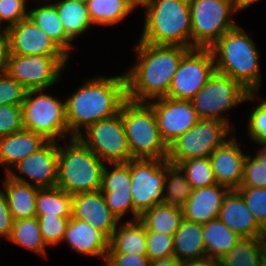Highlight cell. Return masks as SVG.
<instances>
[{"label":"cell","instance_id":"cell-11","mask_svg":"<svg viewBox=\"0 0 266 266\" xmlns=\"http://www.w3.org/2000/svg\"><path fill=\"white\" fill-rule=\"evenodd\" d=\"M70 59L69 56L10 54L7 74L27 91H49L63 80Z\"/></svg>","mask_w":266,"mask_h":266},{"label":"cell","instance_id":"cell-38","mask_svg":"<svg viewBox=\"0 0 266 266\" xmlns=\"http://www.w3.org/2000/svg\"><path fill=\"white\" fill-rule=\"evenodd\" d=\"M189 181L192 189H199L217 184L210 157L192 158L177 164Z\"/></svg>","mask_w":266,"mask_h":266},{"label":"cell","instance_id":"cell-25","mask_svg":"<svg viewBox=\"0 0 266 266\" xmlns=\"http://www.w3.org/2000/svg\"><path fill=\"white\" fill-rule=\"evenodd\" d=\"M28 17L71 58L74 41L66 34L54 4L29 5Z\"/></svg>","mask_w":266,"mask_h":266},{"label":"cell","instance_id":"cell-1","mask_svg":"<svg viewBox=\"0 0 266 266\" xmlns=\"http://www.w3.org/2000/svg\"><path fill=\"white\" fill-rule=\"evenodd\" d=\"M135 59L124 72L127 99L149 102L166 97L183 55L190 49L176 45H156L136 41Z\"/></svg>","mask_w":266,"mask_h":266},{"label":"cell","instance_id":"cell-30","mask_svg":"<svg viewBox=\"0 0 266 266\" xmlns=\"http://www.w3.org/2000/svg\"><path fill=\"white\" fill-rule=\"evenodd\" d=\"M86 5L94 26L112 29L136 12L125 0H90Z\"/></svg>","mask_w":266,"mask_h":266},{"label":"cell","instance_id":"cell-23","mask_svg":"<svg viewBox=\"0 0 266 266\" xmlns=\"http://www.w3.org/2000/svg\"><path fill=\"white\" fill-rule=\"evenodd\" d=\"M47 142L43 136L25 129L0 137V167L4 169V174Z\"/></svg>","mask_w":266,"mask_h":266},{"label":"cell","instance_id":"cell-44","mask_svg":"<svg viewBox=\"0 0 266 266\" xmlns=\"http://www.w3.org/2000/svg\"><path fill=\"white\" fill-rule=\"evenodd\" d=\"M28 2L29 0H0L1 23L6 28H9L27 18L29 12Z\"/></svg>","mask_w":266,"mask_h":266},{"label":"cell","instance_id":"cell-39","mask_svg":"<svg viewBox=\"0 0 266 266\" xmlns=\"http://www.w3.org/2000/svg\"><path fill=\"white\" fill-rule=\"evenodd\" d=\"M130 184V161L105 164L102 172L101 192H131Z\"/></svg>","mask_w":266,"mask_h":266},{"label":"cell","instance_id":"cell-34","mask_svg":"<svg viewBox=\"0 0 266 266\" xmlns=\"http://www.w3.org/2000/svg\"><path fill=\"white\" fill-rule=\"evenodd\" d=\"M192 190L183 171L177 165L171 164L166 169L162 203L182 209Z\"/></svg>","mask_w":266,"mask_h":266},{"label":"cell","instance_id":"cell-51","mask_svg":"<svg viewBox=\"0 0 266 266\" xmlns=\"http://www.w3.org/2000/svg\"><path fill=\"white\" fill-rule=\"evenodd\" d=\"M150 266H180V261L173 256L154 260L150 262Z\"/></svg>","mask_w":266,"mask_h":266},{"label":"cell","instance_id":"cell-47","mask_svg":"<svg viewBox=\"0 0 266 266\" xmlns=\"http://www.w3.org/2000/svg\"><path fill=\"white\" fill-rule=\"evenodd\" d=\"M102 266H150V260L147 256L107 253Z\"/></svg>","mask_w":266,"mask_h":266},{"label":"cell","instance_id":"cell-27","mask_svg":"<svg viewBox=\"0 0 266 266\" xmlns=\"http://www.w3.org/2000/svg\"><path fill=\"white\" fill-rule=\"evenodd\" d=\"M173 237L174 257L178 261L207 257L203 239V224L183 219Z\"/></svg>","mask_w":266,"mask_h":266},{"label":"cell","instance_id":"cell-15","mask_svg":"<svg viewBox=\"0 0 266 266\" xmlns=\"http://www.w3.org/2000/svg\"><path fill=\"white\" fill-rule=\"evenodd\" d=\"M59 142L48 141L38 151L20 160L7 175L39 188L57 185Z\"/></svg>","mask_w":266,"mask_h":266},{"label":"cell","instance_id":"cell-56","mask_svg":"<svg viewBox=\"0 0 266 266\" xmlns=\"http://www.w3.org/2000/svg\"><path fill=\"white\" fill-rule=\"evenodd\" d=\"M261 239H262V243L266 246V227H264L262 230Z\"/></svg>","mask_w":266,"mask_h":266},{"label":"cell","instance_id":"cell-46","mask_svg":"<svg viewBox=\"0 0 266 266\" xmlns=\"http://www.w3.org/2000/svg\"><path fill=\"white\" fill-rule=\"evenodd\" d=\"M21 106H0V137L23 130Z\"/></svg>","mask_w":266,"mask_h":266},{"label":"cell","instance_id":"cell-24","mask_svg":"<svg viewBox=\"0 0 266 266\" xmlns=\"http://www.w3.org/2000/svg\"><path fill=\"white\" fill-rule=\"evenodd\" d=\"M3 175L0 185L6 194L13 220L36 217V197L39 187L16 181L7 174Z\"/></svg>","mask_w":266,"mask_h":266},{"label":"cell","instance_id":"cell-58","mask_svg":"<svg viewBox=\"0 0 266 266\" xmlns=\"http://www.w3.org/2000/svg\"><path fill=\"white\" fill-rule=\"evenodd\" d=\"M215 266H224L219 261L216 262Z\"/></svg>","mask_w":266,"mask_h":266},{"label":"cell","instance_id":"cell-29","mask_svg":"<svg viewBox=\"0 0 266 266\" xmlns=\"http://www.w3.org/2000/svg\"><path fill=\"white\" fill-rule=\"evenodd\" d=\"M203 239L207 257L219 261L231 251L241 237L216 218L203 224Z\"/></svg>","mask_w":266,"mask_h":266},{"label":"cell","instance_id":"cell-2","mask_svg":"<svg viewBox=\"0 0 266 266\" xmlns=\"http://www.w3.org/2000/svg\"><path fill=\"white\" fill-rule=\"evenodd\" d=\"M86 79L64 98L68 138L77 137L89 125L119 113L127 100L124 72L111 76L94 74Z\"/></svg>","mask_w":266,"mask_h":266},{"label":"cell","instance_id":"cell-9","mask_svg":"<svg viewBox=\"0 0 266 266\" xmlns=\"http://www.w3.org/2000/svg\"><path fill=\"white\" fill-rule=\"evenodd\" d=\"M249 93L237 81L215 71L191 102L199 119L217 118L238 133L237 125L232 123L227 112L231 113L239 104H247L245 100Z\"/></svg>","mask_w":266,"mask_h":266},{"label":"cell","instance_id":"cell-42","mask_svg":"<svg viewBox=\"0 0 266 266\" xmlns=\"http://www.w3.org/2000/svg\"><path fill=\"white\" fill-rule=\"evenodd\" d=\"M147 257L150 262L174 256V237L146 229Z\"/></svg>","mask_w":266,"mask_h":266},{"label":"cell","instance_id":"cell-59","mask_svg":"<svg viewBox=\"0 0 266 266\" xmlns=\"http://www.w3.org/2000/svg\"><path fill=\"white\" fill-rule=\"evenodd\" d=\"M78 1H80V2H84V3H87V2H89L90 0H78Z\"/></svg>","mask_w":266,"mask_h":266},{"label":"cell","instance_id":"cell-6","mask_svg":"<svg viewBox=\"0 0 266 266\" xmlns=\"http://www.w3.org/2000/svg\"><path fill=\"white\" fill-rule=\"evenodd\" d=\"M120 113L134 159H167L168 146L161 137L156 116L147 102L127 99Z\"/></svg>","mask_w":266,"mask_h":266},{"label":"cell","instance_id":"cell-14","mask_svg":"<svg viewBox=\"0 0 266 266\" xmlns=\"http://www.w3.org/2000/svg\"><path fill=\"white\" fill-rule=\"evenodd\" d=\"M215 72L210 48H192L182 57L166 97L192 100Z\"/></svg>","mask_w":266,"mask_h":266},{"label":"cell","instance_id":"cell-41","mask_svg":"<svg viewBox=\"0 0 266 266\" xmlns=\"http://www.w3.org/2000/svg\"><path fill=\"white\" fill-rule=\"evenodd\" d=\"M237 191L242 195L257 223L262 228L266 227V188L239 187Z\"/></svg>","mask_w":266,"mask_h":266},{"label":"cell","instance_id":"cell-5","mask_svg":"<svg viewBox=\"0 0 266 266\" xmlns=\"http://www.w3.org/2000/svg\"><path fill=\"white\" fill-rule=\"evenodd\" d=\"M104 166L78 137L65 139L59 142L56 186L71 195L99 191Z\"/></svg>","mask_w":266,"mask_h":266},{"label":"cell","instance_id":"cell-37","mask_svg":"<svg viewBox=\"0 0 266 266\" xmlns=\"http://www.w3.org/2000/svg\"><path fill=\"white\" fill-rule=\"evenodd\" d=\"M256 147L254 153L247 152L240 187L266 188V147L257 144Z\"/></svg>","mask_w":266,"mask_h":266},{"label":"cell","instance_id":"cell-12","mask_svg":"<svg viewBox=\"0 0 266 266\" xmlns=\"http://www.w3.org/2000/svg\"><path fill=\"white\" fill-rule=\"evenodd\" d=\"M167 159H131L130 191L134 204V220L156 204H162Z\"/></svg>","mask_w":266,"mask_h":266},{"label":"cell","instance_id":"cell-53","mask_svg":"<svg viewBox=\"0 0 266 266\" xmlns=\"http://www.w3.org/2000/svg\"><path fill=\"white\" fill-rule=\"evenodd\" d=\"M134 10H139L144 8V6L146 5V3L149 1V0H125ZM142 7V8H140ZM140 8V9H139Z\"/></svg>","mask_w":266,"mask_h":266},{"label":"cell","instance_id":"cell-16","mask_svg":"<svg viewBox=\"0 0 266 266\" xmlns=\"http://www.w3.org/2000/svg\"><path fill=\"white\" fill-rule=\"evenodd\" d=\"M147 103L154 111L159 132L167 146L199 121L191 100L162 97Z\"/></svg>","mask_w":266,"mask_h":266},{"label":"cell","instance_id":"cell-52","mask_svg":"<svg viewBox=\"0 0 266 266\" xmlns=\"http://www.w3.org/2000/svg\"><path fill=\"white\" fill-rule=\"evenodd\" d=\"M236 9L242 13V11L248 10L253 4L259 3L262 0H232Z\"/></svg>","mask_w":266,"mask_h":266},{"label":"cell","instance_id":"cell-3","mask_svg":"<svg viewBox=\"0 0 266 266\" xmlns=\"http://www.w3.org/2000/svg\"><path fill=\"white\" fill-rule=\"evenodd\" d=\"M238 24L226 32L211 48L215 71L229 76L250 93H260L262 70L258 45Z\"/></svg>","mask_w":266,"mask_h":266},{"label":"cell","instance_id":"cell-28","mask_svg":"<svg viewBox=\"0 0 266 266\" xmlns=\"http://www.w3.org/2000/svg\"><path fill=\"white\" fill-rule=\"evenodd\" d=\"M66 34L75 42L89 32L92 24L87 5L78 0H59L54 4Z\"/></svg>","mask_w":266,"mask_h":266},{"label":"cell","instance_id":"cell-19","mask_svg":"<svg viewBox=\"0 0 266 266\" xmlns=\"http://www.w3.org/2000/svg\"><path fill=\"white\" fill-rule=\"evenodd\" d=\"M72 218L81 219L91 224L108 239L120 222L108 208L100 190L73 195Z\"/></svg>","mask_w":266,"mask_h":266},{"label":"cell","instance_id":"cell-49","mask_svg":"<svg viewBox=\"0 0 266 266\" xmlns=\"http://www.w3.org/2000/svg\"><path fill=\"white\" fill-rule=\"evenodd\" d=\"M10 56L9 40L5 34L0 35V76L7 74Z\"/></svg>","mask_w":266,"mask_h":266},{"label":"cell","instance_id":"cell-13","mask_svg":"<svg viewBox=\"0 0 266 266\" xmlns=\"http://www.w3.org/2000/svg\"><path fill=\"white\" fill-rule=\"evenodd\" d=\"M77 137L105 164L127 163L134 159L120 112L89 125Z\"/></svg>","mask_w":266,"mask_h":266},{"label":"cell","instance_id":"cell-33","mask_svg":"<svg viewBox=\"0 0 266 266\" xmlns=\"http://www.w3.org/2000/svg\"><path fill=\"white\" fill-rule=\"evenodd\" d=\"M73 195L59 187L39 188L36 215L72 217Z\"/></svg>","mask_w":266,"mask_h":266},{"label":"cell","instance_id":"cell-54","mask_svg":"<svg viewBox=\"0 0 266 266\" xmlns=\"http://www.w3.org/2000/svg\"><path fill=\"white\" fill-rule=\"evenodd\" d=\"M259 263L260 266H266V246L262 242L259 251Z\"/></svg>","mask_w":266,"mask_h":266},{"label":"cell","instance_id":"cell-31","mask_svg":"<svg viewBox=\"0 0 266 266\" xmlns=\"http://www.w3.org/2000/svg\"><path fill=\"white\" fill-rule=\"evenodd\" d=\"M183 219L184 216L181 208L162 203L156 204L144 212L138 220L144 225L145 229L174 236Z\"/></svg>","mask_w":266,"mask_h":266},{"label":"cell","instance_id":"cell-55","mask_svg":"<svg viewBox=\"0 0 266 266\" xmlns=\"http://www.w3.org/2000/svg\"><path fill=\"white\" fill-rule=\"evenodd\" d=\"M32 0L29 1V3L31 2ZM35 2V4H55L57 3L59 0H33Z\"/></svg>","mask_w":266,"mask_h":266},{"label":"cell","instance_id":"cell-17","mask_svg":"<svg viewBox=\"0 0 266 266\" xmlns=\"http://www.w3.org/2000/svg\"><path fill=\"white\" fill-rule=\"evenodd\" d=\"M10 54L68 56L40 27L29 17L7 28Z\"/></svg>","mask_w":266,"mask_h":266},{"label":"cell","instance_id":"cell-20","mask_svg":"<svg viewBox=\"0 0 266 266\" xmlns=\"http://www.w3.org/2000/svg\"><path fill=\"white\" fill-rule=\"evenodd\" d=\"M62 244L67 243L70 251L80 256L97 257L105 262L109 249V239L91 224L76 218H70Z\"/></svg>","mask_w":266,"mask_h":266},{"label":"cell","instance_id":"cell-48","mask_svg":"<svg viewBox=\"0 0 266 266\" xmlns=\"http://www.w3.org/2000/svg\"><path fill=\"white\" fill-rule=\"evenodd\" d=\"M13 217L10 213L6 194L0 186V240H8L12 233Z\"/></svg>","mask_w":266,"mask_h":266},{"label":"cell","instance_id":"cell-50","mask_svg":"<svg viewBox=\"0 0 266 266\" xmlns=\"http://www.w3.org/2000/svg\"><path fill=\"white\" fill-rule=\"evenodd\" d=\"M216 260L209 257L180 262V266H215Z\"/></svg>","mask_w":266,"mask_h":266},{"label":"cell","instance_id":"cell-45","mask_svg":"<svg viewBox=\"0 0 266 266\" xmlns=\"http://www.w3.org/2000/svg\"><path fill=\"white\" fill-rule=\"evenodd\" d=\"M26 89L8 74L0 76V106H22Z\"/></svg>","mask_w":266,"mask_h":266},{"label":"cell","instance_id":"cell-35","mask_svg":"<svg viewBox=\"0 0 266 266\" xmlns=\"http://www.w3.org/2000/svg\"><path fill=\"white\" fill-rule=\"evenodd\" d=\"M260 93H249L245 101L254 102V106L249 108L248 114H246V128L247 137L249 141L254 142L257 145L266 147V99L262 98L261 101L259 98ZM249 115V116H248Z\"/></svg>","mask_w":266,"mask_h":266},{"label":"cell","instance_id":"cell-21","mask_svg":"<svg viewBox=\"0 0 266 266\" xmlns=\"http://www.w3.org/2000/svg\"><path fill=\"white\" fill-rule=\"evenodd\" d=\"M229 191L228 187L219 184L193 189L182 208L184 219L205 224L218 218L223 200Z\"/></svg>","mask_w":266,"mask_h":266},{"label":"cell","instance_id":"cell-40","mask_svg":"<svg viewBox=\"0 0 266 266\" xmlns=\"http://www.w3.org/2000/svg\"><path fill=\"white\" fill-rule=\"evenodd\" d=\"M43 241L48 248L61 244L71 217L36 215Z\"/></svg>","mask_w":266,"mask_h":266},{"label":"cell","instance_id":"cell-32","mask_svg":"<svg viewBox=\"0 0 266 266\" xmlns=\"http://www.w3.org/2000/svg\"><path fill=\"white\" fill-rule=\"evenodd\" d=\"M7 241L38 256L49 258L48 247L43 241L37 217L14 221L11 236Z\"/></svg>","mask_w":266,"mask_h":266},{"label":"cell","instance_id":"cell-7","mask_svg":"<svg viewBox=\"0 0 266 266\" xmlns=\"http://www.w3.org/2000/svg\"><path fill=\"white\" fill-rule=\"evenodd\" d=\"M25 130L43 136L47 141L68 139L65 99L45 90H28L21 106Z\"/></svg>","mask_w":266,"mask_h":266},{"label":"cell","instance_id":"cell-26","mask_svg":"<svg viewBox=\"0 0 266 266\" xmlns=\"http://www.w3.org/2000/svg\"><path fill=\"white\" fill-rule=\"evenodd\" d=\"M107 253L147 256L146 229L139 220L120 221L109 239Z\"/></svg>","mask_w":266,"mask_h":266},{"label":"cell","instance_id":"cell-36","mask_svg":"<svg viewBox=\"0 0 266 266\" xmlns=\"http://www.w3.org/2000/svg\"><path fill=\"white\" fill-rule=\"evenodd\" d=\"M261 237L241 238L219 262L224 266H260Z\"/></svg>","mask_w":266,"mask_h":266},{"label":"cell","instance_id":"cell-4","mask_svg":"<svg viewBox=\"0 0 266 266\" xmlns=\"http://www.w3.org/2000/svg\"><path fill=\"white\" fill-rule=\"evenodd\" d=\"M143 14V28L138 41L191 49L189 0H149Z\"/></svg>","mask_w":266,"mask_h":266},{"label":"cell","instance_id":"cell-22","mask_svg":"<svg viewBox=\"0 0 266 266\" xmlns=\"http://www.w3.org/2000/svg\"><path fill=\"white\" fill-rule=\"evenodd\" d=\"M218 218L241 238L262 236L263 228L257 223L237 190H230L227 193Z\"/></svg>","mask_w":266,"mask_h":266},{"label":"cell","instance_id":"cell-8","mask_svg":"<svg viewBox=\"0 0 266 266\" xmlns=\"http://www.w3.org/2000/svg\"><path fill=\"white\" fill-rule=\"evenodd\" d=\"M189 7L191 49L211 48L226 32L238 25L234 20L235 14L240 12L232 0H189Z\"/></svg>","mask_w":266,"mask_h":266},{"label":"cell","instance_id":"cell-18","mask_svg":"<svg viewBox=\"0 0 266 266\" xmlns=\"http://www.w3.org/2000/svg\"><path fill=\"white\" fill-rule=\"evenodd\" d=\"M236 133L210 155V162L217 184L237 190L242 184L244 162L248 150L238 142ZM244 149V150H243Z\"/></svg>","mask_w":266,"mask_h":266},{"label":"cell","instance_id":"cell-57","mask_svg":"<svg viewBox=\"0 0 266 266\" xmlns=\"http://www.w3.org/2000/svg\"><path fill=\"white\" fill-rule=\"evenodd\" d=\"M6 31H7L6 26H4V25L1 23V21H0V35H1V34H5Z\"/></svg>","mask_w":266,"mask_h":266},{"label":"cell","instance_id":"cell-43","mask_svg":"<svg viewBox=\"0 0 266 266\" xmlns=\"http://www.w3.org/2000/svg\"><path fill=\"white\" fill-rule=\"evenodd\" d=\"M102 193L108 208L119 219V221H134V204L131 192Z\"/></svg>","mask_w":266,"mask_h":266},{"label":"cell","instance_id":"cell-10","mask_svg":"<svg viewBox=\"0 0 266 266\" xmlns=\"http://www.w3.org/2000/svg\"><path fill=\"white\" fill-rule=\"evenodd\" d=\"M236 132L217 118H201L168 146L167 161L173 165L192 158L210 157Z\"/></svg>","mask_w":266,"mask_h":266}]
</instances>
